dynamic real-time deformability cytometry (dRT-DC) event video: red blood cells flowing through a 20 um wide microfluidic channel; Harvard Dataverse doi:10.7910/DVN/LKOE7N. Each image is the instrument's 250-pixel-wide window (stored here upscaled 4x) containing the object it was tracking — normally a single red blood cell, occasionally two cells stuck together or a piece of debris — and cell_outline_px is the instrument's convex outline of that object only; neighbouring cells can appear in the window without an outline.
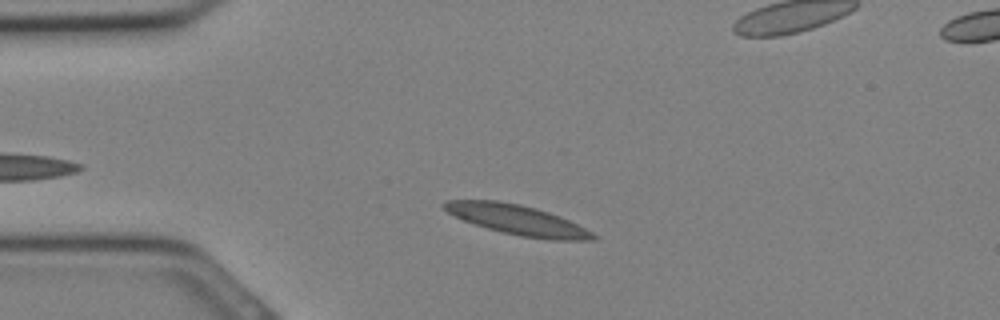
{"species": "Egyptian fruit bat (a non-hibernating species)", "species_latin": "Rousettus aegyptiacus", "temperature_condition": "cold", "stored_images_in_passage": 8, "camera_frame_rate_fps": 3000, "um_per_image_px": 0.085, "animal": {"sex": "female"}, "frame": {"image": 1, "passage_image": 4, "time_ms": 1.0, "image_size_px": [1000, 320], "cell_outline_px": [[596, 240], [548, 240], [520, 236], [488, 228], [464, 220], [448, 212], [440, 204], [444, 200], [496, 200], [520, 204], [536, 208], [560, 216], [592, 232], [596, 236]], "centroid_in_image_um": [43.97, 18.68], "position_along_channel_um": 41.0, "area_um2": 25.72}}
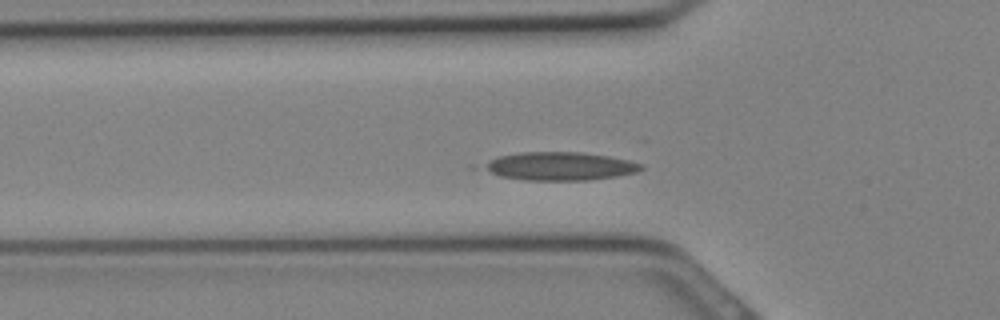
{"frame": {"image": 2, "passage_image": 7, "time_ms": 2.0, "image_size_px": [1000, 320], "cell_outline_px": [[644, 168], [636, 172], [616, 176], [588, 180], [524, 180], [500, 176], [484, 168], [480, 164], [496, 156], [520, 152], [584, 152], [608, 156], [628, 160], [644, 164]], "centroid_in_image_um": [47.57, 14.12], "position_along_channel_um": 78.2, "area_um2": 26.01}}